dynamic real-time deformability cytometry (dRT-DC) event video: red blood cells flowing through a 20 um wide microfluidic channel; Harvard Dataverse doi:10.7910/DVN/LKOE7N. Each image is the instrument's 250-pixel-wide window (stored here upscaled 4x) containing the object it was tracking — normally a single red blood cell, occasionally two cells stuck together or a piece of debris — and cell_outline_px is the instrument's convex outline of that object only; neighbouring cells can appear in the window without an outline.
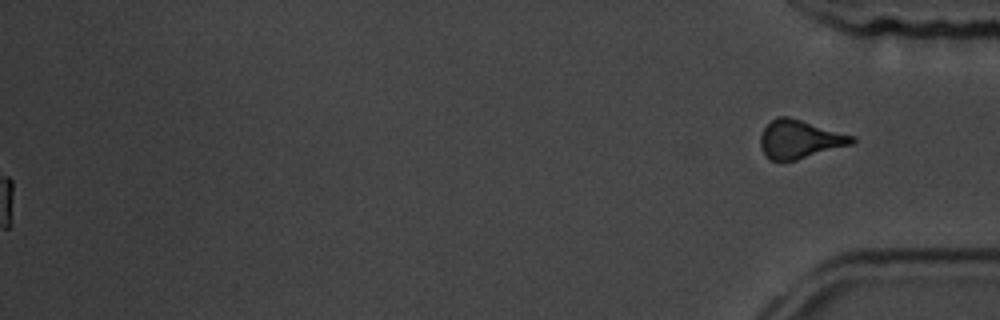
{"species": "common noctule bat (a hibernating species)", "species_latin": "Nyctalus noctula", "temperature_condition": "room temperature", "stored_images_in_passage": 56, "segment_of_instrument_passage": [2, 2], "camera_frame_rate_fps": 3000, "um_per_image_px": 0.085, "animal": {"sex": "male", "body_mass_g": 19.5, "forearm_length_mm": 54.6}, "frame": {"image": 1, "passage_image": 56, "time_ms": 18.333, "image_size_px": [1000, 320], "cell_outline_px": [[856, 140], [852, 144], [796, 160], [772, 160], [764, 156], [760, 144], [760, 136], [764, 128], [776, 116], [788, 116], [856, 136]], "centroid_in_image_um": [67.97, 11.83], "position_along_channel_um": 367.2, "area_um2": 20.46}}